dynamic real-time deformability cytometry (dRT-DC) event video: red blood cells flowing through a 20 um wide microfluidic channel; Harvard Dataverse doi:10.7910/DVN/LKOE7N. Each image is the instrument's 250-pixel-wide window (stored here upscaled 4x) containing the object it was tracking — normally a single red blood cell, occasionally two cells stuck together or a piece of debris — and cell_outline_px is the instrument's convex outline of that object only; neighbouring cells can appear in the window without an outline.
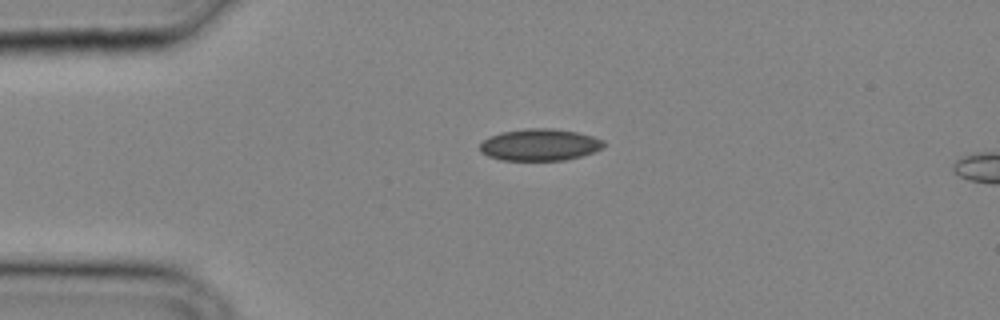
{"species": "common noctule bat (a hibernating species)", "species_latin": "Nyctalus noctula", "temperature_condition": "cold", "stored_images_in_passage": 20, "camera_frame_rate_fps": 3000, "um_per_image_px": 0.085, "animal": {"sex": "male", "body_mass_g": 20.4}, "frame": {"image": 1, "passage_image": 1, "time_ms": 0.0, "image_size_px": [1000, 320], "cell_outline_px": [[604, 148], [580, 156], [564, 160], [500, 160], [488, 156], [480, 152], [480, 144], [488, 136], [500, 132], [524, 128], [552, 128], [576, 132], [592, 136], [604, 140]], "centroid_in_image_um": [45.85, 12.3], "position_along_channel_um": 39.2, "area_um2": 23.06}}
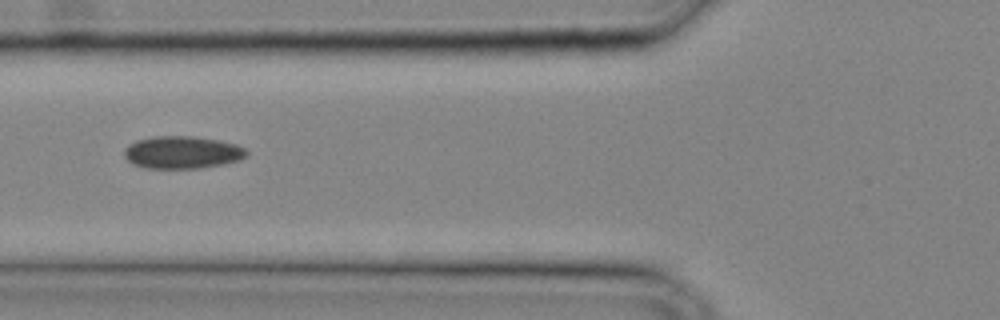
{"frame": {"image": 2, "passage_image": 6, "time_ms": 1.667, "image_size_px": [1000, 320], "cell_outline_px": [[248, 156], [240, 160], [224, 164], [200, 168], [144, 168], [132, 164], [124, 156], [124, 148], [128, 144], [136, 140], [152, 136], [192, 136], [220, 140], [236, 144], [244, 148], [248, 152]], "centroid_in_image_um": [15.49, 12.95], "position_along_channel_um": 110.3, "area_um2": 23.47}}
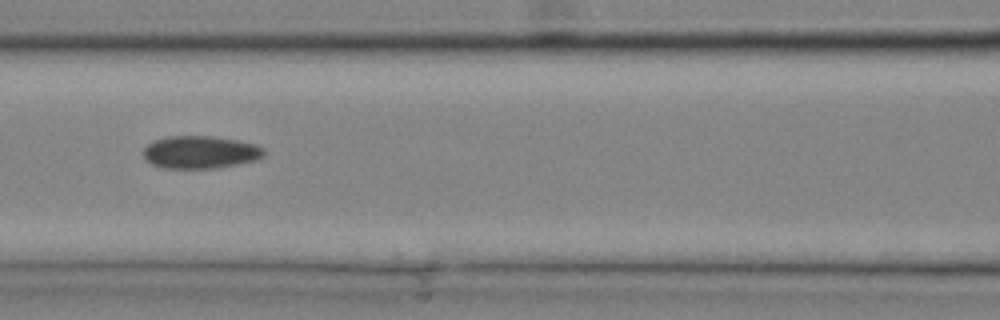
{"frame": {"image": 3, "passage_image": 8, "time_ms": 2.333, "image_size_px": [1000, 320], "cell_outline_px": [[264, 156], [256, 160], [216, 168], [160, 168], [144, 160], [144, 148], [148, 144], [156, 140], [168, 136], [216, 136], [256, 144], [264, 148]], "centroid_in_image_um": [17.02, 12.93], "position_along_channel_um": 149.6, "area_um2": 23.0}}